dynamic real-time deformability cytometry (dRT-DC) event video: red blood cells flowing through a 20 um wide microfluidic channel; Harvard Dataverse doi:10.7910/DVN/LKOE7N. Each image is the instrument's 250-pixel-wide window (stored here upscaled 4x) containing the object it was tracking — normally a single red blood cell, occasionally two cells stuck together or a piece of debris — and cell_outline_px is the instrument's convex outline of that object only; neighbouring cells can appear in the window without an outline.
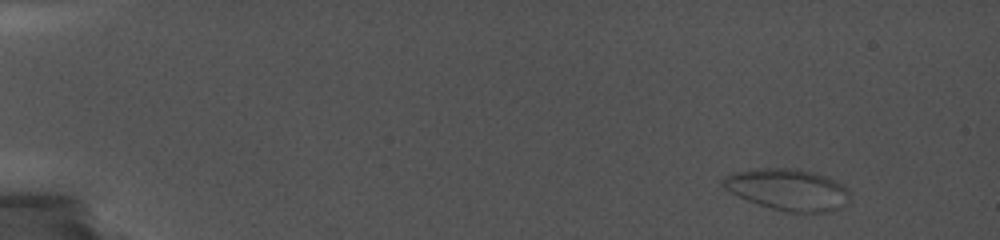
{"species": "common noctule bat (a hibernating species)", "species_latin": "Nyctalus noctula", "temperature_condition": "cold", "stored_images_in_passage": 52, "camera_frame_rate_fps": 5000, "um_per_image_px": 0.085, "animal": {"sex": "female", "body_mass_g": 19.0, "forearm_length_mm": 56.7}, "frame": {"image": 1, "passage_image": 6, "time_ms": 1.6, "image_size_px": [1000, 240], "cell_outline_px": [[848, 196], [792, 208], [776, 208], [760, 204], [740, 196], [732, 192], [724, 184], [724, 176], [736, 172], [768, 168], [784, 168], [808, 172], [824, 176], [840, 184], [848, 192]], "centroid_in_image_um": [66.61, 15.92], "position_along_channel_um": 18.4, "area_um2": 25.49}}
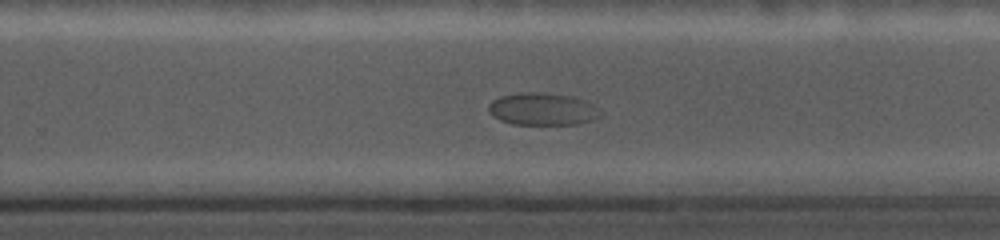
{"frame": {"image": 2, "passage_image": 43, "time_ms": 13.8, "image_size_px": [1000, 240], "cell_outline_px": [[596, 116], [592, 120], [576, 124], [512, 124], [500, 120], [488, 108], [488, 104], [492, 100], [500, 96], [524, 92], [544, 92], [576, 96], [592, 104]], "centroid_in_image_um": [46.05, 9.25], "position_along_channel_um": 283.8, "area_um2": 20.63}}
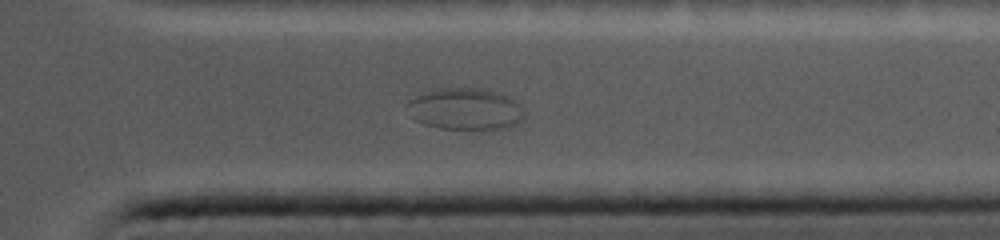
{"frame": {"image": 3, "passage_image": 48, "time_ms": 16.4, "image_size_px": [1000, 240], "cell_outline_px": [[524, 116], [516, 124], [504, 128], [484, 132], [480, 132], [440, 128], [424, 124], [416, 120], [404, 104], [408, 100], [432, 88], [480, 88], [496, 92], [508, 96], [520, 104]], "centroid_in_image_um": [39.54, 9.3], "position_along_channel_um": 371.9, "area_um2": 29.19}}